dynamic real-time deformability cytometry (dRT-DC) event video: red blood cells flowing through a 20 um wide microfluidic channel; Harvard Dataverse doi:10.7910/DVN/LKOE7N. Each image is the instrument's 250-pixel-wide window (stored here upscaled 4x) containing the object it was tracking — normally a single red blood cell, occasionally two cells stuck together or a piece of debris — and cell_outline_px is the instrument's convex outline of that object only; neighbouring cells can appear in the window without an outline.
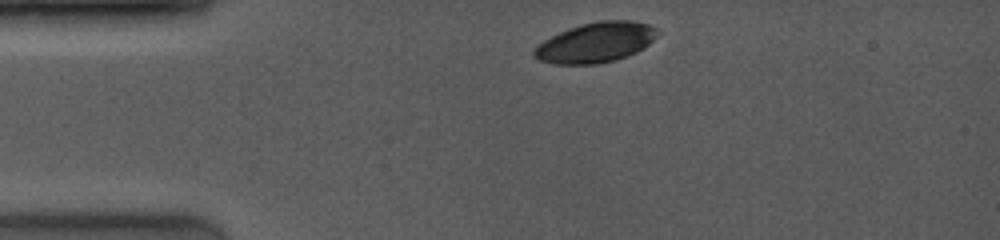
{"species": "common noctule bat (a hibernating species)", "species_latin": "Nyctalus noctula", "temperature_condition": "room temperature", "stored_images_in_passage": 5, "camera_frame_rate_fps": 4000, "um_per_image_px": 0.085, "animal": {"sex": "female", "body_mass_g": 19.0, "forearm_length_mm": 53.3}, "frame": {"image": 1, "passage_image": 1, "time_ms": 0.0, "image_size_px": [1000, 240], "cell_outline_px": [[660, 32], [648, 44], [636, 52], [616, 60], [596, 64], [552, 64], [540, 60], [532, 56], [532, 52], [544, 40], [560, 32], [580, 24], [600, 20], [632, 20], [648, 24], [660, 28]], "centroid_in_image_um": [50.66, 3.6], "position_along_channel_um": 34.3, "area_um2": 28.78}}